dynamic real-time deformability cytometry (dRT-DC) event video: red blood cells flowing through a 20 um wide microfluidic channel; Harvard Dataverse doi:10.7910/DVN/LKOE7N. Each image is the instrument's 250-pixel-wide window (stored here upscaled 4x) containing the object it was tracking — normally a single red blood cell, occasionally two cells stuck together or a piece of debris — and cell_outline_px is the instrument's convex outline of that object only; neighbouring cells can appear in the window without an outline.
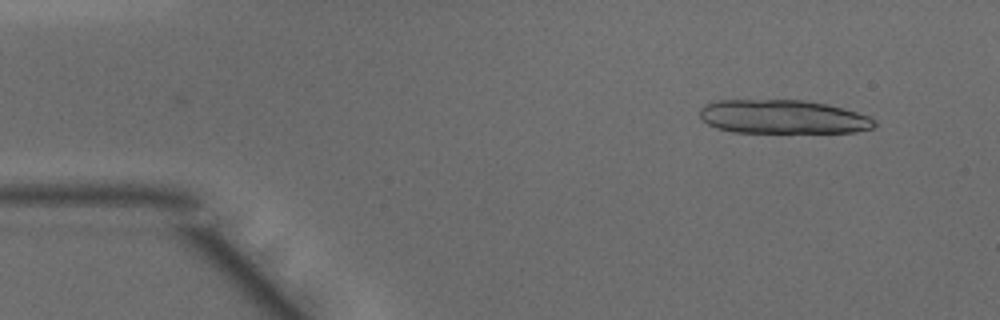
{"species": "common noctule bat (a hibernating species)", "species_latin": "Nyctalus noctula", "temperature_condition": "warm", "stored_images_in_passage": 8, "camera_frame_rate_fps": 3000, "um_per_image_px": 0.085, "animal": {"sex": "male", "body_mass_g": 15.6}, "frame": {"image": 1, "passage_image": 4, "time_ms": 1.0, "image_size_px": [1000, 320], "cell_outline_px": [[876, 124], [872, 128], [856, 132], [732, 132], [716, 128], [708, 124], [700, 116], [700, 108], [704, 104], [720, 100], [804, 100], [828, 104], [856, 112], [868, 116], [876, 120]], "centroid_in_image_um": [66.54, 9.93], "position_along_channel_um": 18.5, "area_um2": 34.39}}